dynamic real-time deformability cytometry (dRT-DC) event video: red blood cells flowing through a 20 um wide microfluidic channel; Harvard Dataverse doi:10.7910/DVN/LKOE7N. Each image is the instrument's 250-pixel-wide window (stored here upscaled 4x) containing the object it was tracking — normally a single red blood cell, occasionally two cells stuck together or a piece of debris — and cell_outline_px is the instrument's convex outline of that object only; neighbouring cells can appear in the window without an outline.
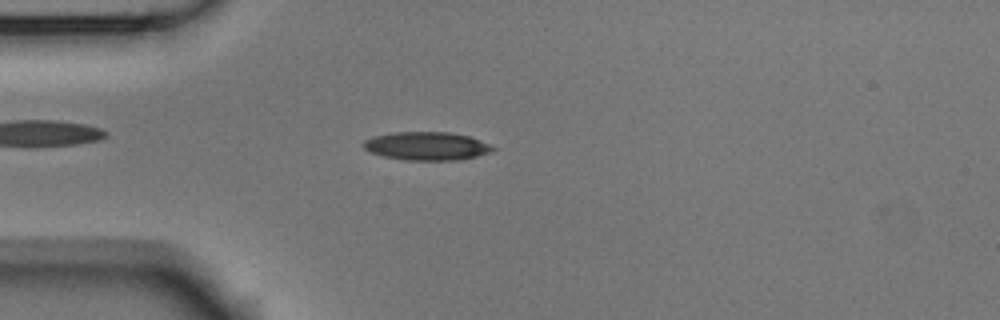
{"species": "Egyptian fruit bat (a non-hibernating species)", "species_latin": "Rousettus aegyptiacus", "temperature_condition": "room temperature", "stored_images_in_passage": 4, "camera_frame_rate_fps": 3000, "um_per_image_px": 0.085, "animal": {"sex": "male"}, "frame": {"image": 1, "passage_image": 4, "time_ms": 1.0, "image_size_px": [1000, 320], "cell_outline_px": [[496, 148], [488, 152], [476, 156], [456, 160], [404, 160], [384, 156], [372, 152], [364, 148], [364, 140], [372, 136], [392, 132], [448, 132], [468, 136], [488, 144]], "centroid_in_image_um": [36.23, 12.41], "position_along_channel_um": 48.8, "area_um2": 21.04}}